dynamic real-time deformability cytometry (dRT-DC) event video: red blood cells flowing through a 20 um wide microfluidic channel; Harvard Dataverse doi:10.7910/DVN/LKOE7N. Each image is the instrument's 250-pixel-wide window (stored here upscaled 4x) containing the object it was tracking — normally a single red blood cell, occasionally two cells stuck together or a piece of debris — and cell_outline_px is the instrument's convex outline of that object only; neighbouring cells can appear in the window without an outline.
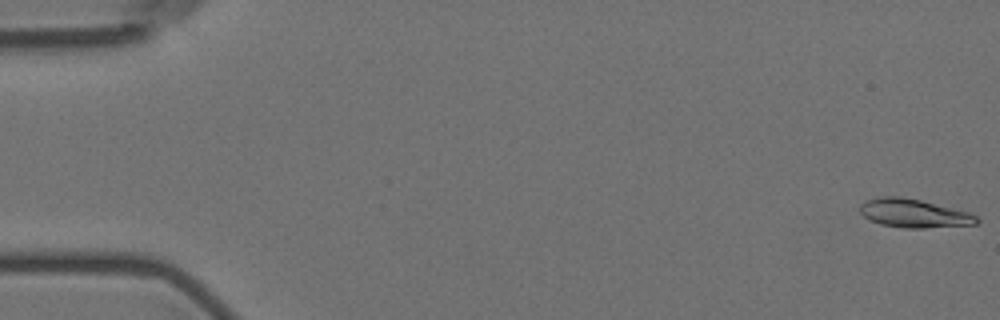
{"species": "Egyptian fruit bat (a non-hibernating species)", "species_latin": "Rousettus aegyptiacus", "temperature_condition": "room temperature", "stored_images_in_passage": 7, "camera_frame_rate_fps": 3000, "um_per_image_px": 0.085, "animal": {"sex": "female"}, "frame": {"image": 1, "passage_image": 1, "time_ms": 0.0, "image_size_px": [1000, 320], "cell_outline_px": [[980, 220], [976, 224], [924, 228], [904, 228], [880, 224], [868, 220], [860, 212], [860, 204], [864, 200], [880, 196], [900, 196], [920, 200], [968, 212], [976, 216]], "centroid_in_image_um": [77.62, 18.13], "position_along_channel_um": 7.4, "area_um2": 19.42}}
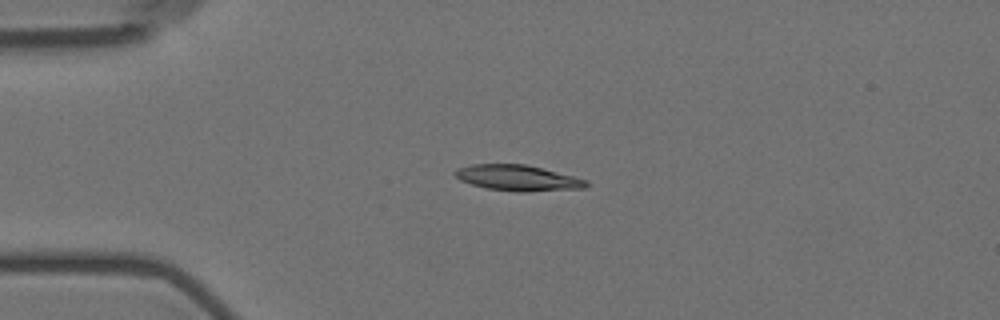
{"frame": {"image": 2, "passage_image": 5, "time_ms": 4.333, "image_size_px": [1000, 320], "cell_outline_px": [[588, 184], [584, 188], [528, 192], [516, 192], [488, 188], [472, 184], [460, 180], [452, 172], [456, 168], [472, 164], [524, 164], [588, 180]], "centroid_in_image_um": [43.98, 15.13], "position_along_channel_um": 41.0, "area_um2": 19.54}}
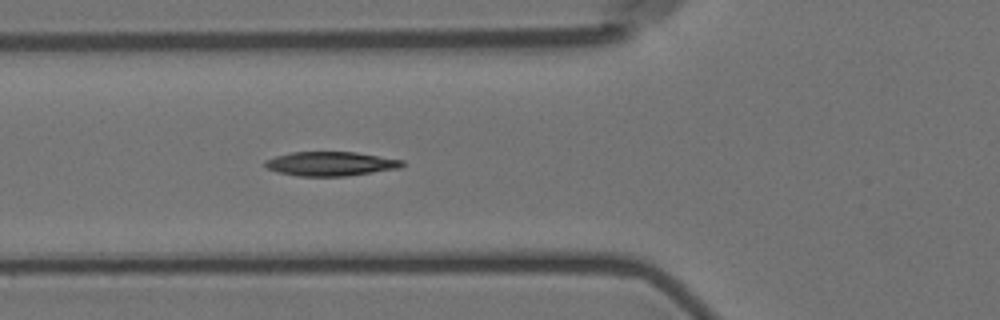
{"frame": {"image": 3, "passage_image": 7, "time_ms": 6.667, "image_size_px": [1000, 320], "cell_outline_px": [[404, 164], [400, 168], [348, 176], [296, 176], [276, 172], [268, 168], [264, 164], [264, 160], [276, 156], [292, 152], [356, 152], [404, 160]], "centroid_in_image_um": [28.1, 13.92], "position_along_channel_um": 97.7, "area_um2": 19.42}}